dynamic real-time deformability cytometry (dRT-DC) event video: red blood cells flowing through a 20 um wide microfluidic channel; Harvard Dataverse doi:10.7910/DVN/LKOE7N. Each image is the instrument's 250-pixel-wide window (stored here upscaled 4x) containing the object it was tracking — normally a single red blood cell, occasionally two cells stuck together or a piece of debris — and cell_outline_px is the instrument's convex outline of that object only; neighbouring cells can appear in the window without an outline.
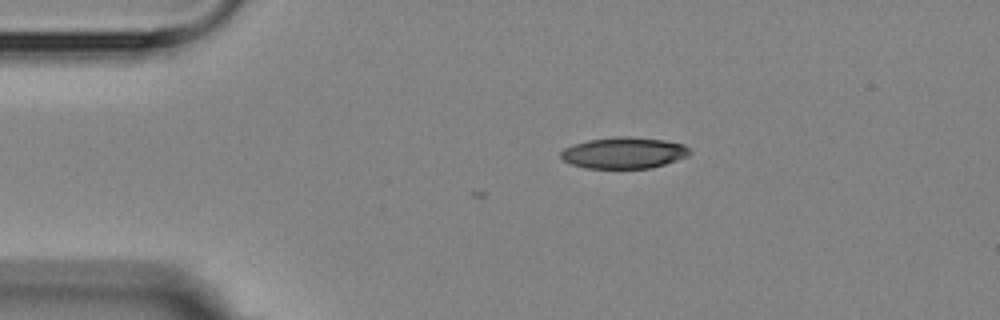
{"species": "Egyptian fruit bat (a non-hibernating species)", "species_latin": "Rousettus aegyptiacus", "temperature_condition": "room temperature", "stored_images_in_passage": 3, "camera_frame_rate_fps": 3000, "um_per_image_px": 0.085, "animal": {"sex": "female"}, "frame": {"image": 1, "passage_image": 3, "time_ms": 2.333, "image_size_px": [1000, 320], "cell_outline_px": [[688, 156], [652, 168], [584, 168], [572, 164], [564, 160], [560, 156], [560, 152], [564, 148], [572, 144], [588, 140], [616, 136], [628, 136], [664, 140], [684, 144], [688, 148]], "centroid_in_image_um": [52.99, 12.98], "position_along_channel_um": 32.0, "area_um2": 23.47}}